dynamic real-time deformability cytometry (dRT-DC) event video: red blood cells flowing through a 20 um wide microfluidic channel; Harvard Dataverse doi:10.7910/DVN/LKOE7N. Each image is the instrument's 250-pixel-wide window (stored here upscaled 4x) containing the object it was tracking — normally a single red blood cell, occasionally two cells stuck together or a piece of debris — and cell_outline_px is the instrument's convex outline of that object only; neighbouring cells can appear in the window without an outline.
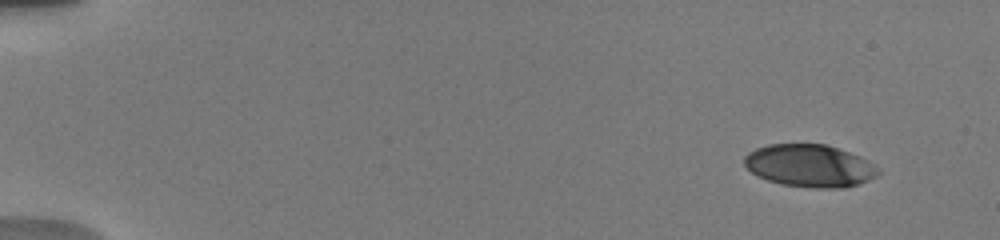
{"species": "human", "species_latin": "Homo sapiens", "temperature_condition": "warm", "stored_images_in_passage": 21, "camera_frame_rate_fps": 3000, "um_per_image_px": 0.085, "donor": {"sex": "male"}, "frame": {"image": 1, "passage_image": 1, "time_ms": 0.0, "image_size_px": [1000, 240], "cell_outline_px": [[880, 172], [876, 176], [868, 180], [844, 188], [812, 188], [780, 184], [756, 176], [744, 164], [744, 156], [748, 152], [756, 148], [768, 144], [824, 144], [848, 152], [872, 164]], "centroid_in_image_um": [68.75, 14.1], "position_along_channel_um": 16.2, "area_um2": 32.83}}
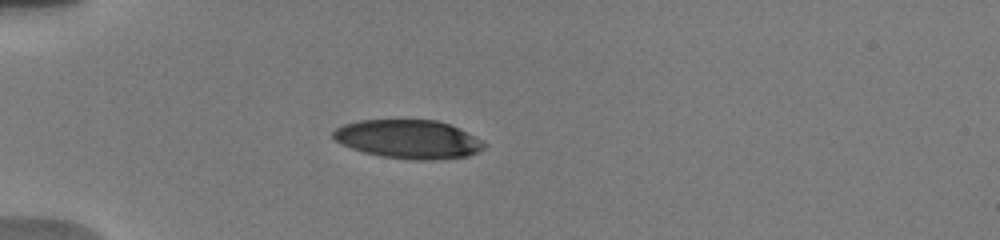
{"frame": {"image": 2, "passage_image": 15, "time_ms": 4.0, "image_size_px": [1000, 240], "cell_outline_px": [[488, 144], [484, 148], [468, 156], [436, 160], [408, 160], [380, 156], [364, 152], [340, 144], [332, 136], [332, 132], [336, 128], [344, 124], [360, 120], [436, 120], [448, 124]], "centroid_in_image_um": [34.68, 11.84], "position_along_channel_um": 50.3, "area_um2": 33.87}}
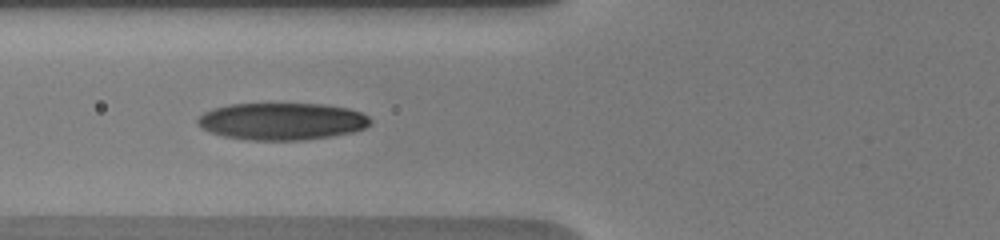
{"frame": {"image": 3, "passage_image": 20, "time_ms": 6.0, "image_size_px": [1000, 240], "cell_outline_px": [[372, 120], [364, 128], [352, 132], [328, 136], [300, 140], [248, 140], [224, 136], [212, 132], [196, 124], [196, 120], [204, 112], [212, 108], [228, 104], [324, 104], [348, 108], [360, 112], [368, 116]], "centroid_in_image_um": [23.94, 10.3], "position_along_channel_um": 101.9, "area_um2": 37.17}}